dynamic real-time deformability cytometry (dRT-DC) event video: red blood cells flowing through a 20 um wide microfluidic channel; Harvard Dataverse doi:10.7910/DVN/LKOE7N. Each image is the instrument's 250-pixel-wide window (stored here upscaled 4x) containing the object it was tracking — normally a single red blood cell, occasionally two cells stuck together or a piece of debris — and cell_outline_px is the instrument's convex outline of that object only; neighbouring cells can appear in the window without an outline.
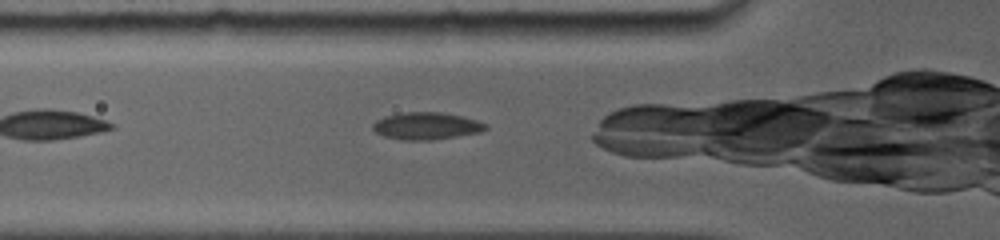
{"species": "common noctule bat (a hibernating species)", "species_latin": "Nyctalus noctula", "temperature_condition": "room temperature", "stored_images_in_passage": 46, "camera_frame_rate_fps": 5000, "um_per_image_px": 0.085, "animal": {"sex": "female", "body_mass_g": 19.0, "forearm_length_mm": 56.7}, "frame": {"image": 1, "passage_image": 2, "time_ms": 0.4, "image_size_px": [1000, 240], "cell_outline_px": [[488, 128], [480, 132], [432, 140], [404, 140], [384, 136], [376, 132], [372, 128], [372, 124], [376, 120], [384, 116], [400, 112], [440, 112], [464, 116], [488, 124]], "centroid_in_image_um": [36.24, 10.69], "position_along_channel_um": 89.6, "area_um2": 17.98}}
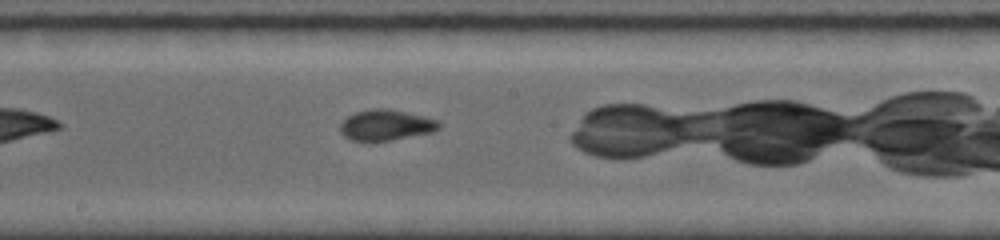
{"frame": {"image": 2, "passage_image": 16, "time_ms": 3.6, "image_size_px": [1000, 240], "cell_outline_px": [[440, 128], [432, 132], [388, 140], [352, 140], [344, 136], [340, 132], [340, 124], [348, 116], [356, 112], [372, 108], [388, 108], [440, 120]], "centroid_in_image_um": [32.81, 10.61], "position_along_channel_um": 215.4, "area_um2": 17.46}}
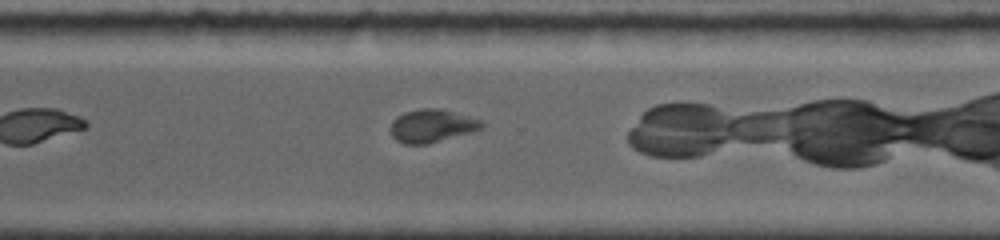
{"frame": {"image": 3, "passage_image": 28, "time_ms": 6.6, "image_size_px": [1000, 240], "cell_outline_px": [[484, 128], [476, 132], [428, 144], [404, 144], [396, 140], [392, 136], [388, 128], [392, 120], [396, 116], [404, 112], [420, 108], [440, 108], [468, 116], [480, 120], [484, 124]], "centroid_in_image_um": [36.7, 10.7], "position_along_channel_um": 333.9, "area_um2": 18.03}}